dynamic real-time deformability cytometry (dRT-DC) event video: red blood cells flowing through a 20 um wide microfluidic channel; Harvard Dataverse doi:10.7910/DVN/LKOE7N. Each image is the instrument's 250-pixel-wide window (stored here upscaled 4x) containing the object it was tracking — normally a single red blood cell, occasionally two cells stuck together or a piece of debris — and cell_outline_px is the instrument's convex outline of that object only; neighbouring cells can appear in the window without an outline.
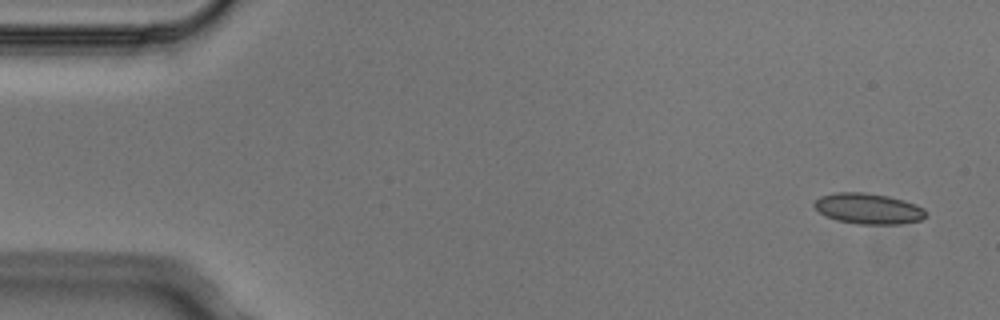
{"species": "Egyptian fruit bat (a non-hibernating species)", "species_latin": "Rousettus aegyptiacus", "temperature_condition": "cold", "stored_images_in_passage": 6, "camera_frame_rate_fps": 3000, "um_per_image_px": 0.085, "animal": {"sex": "male"}, "frame": {"image": 1, "passage_image": 1, "time_ms": 0.0, "image_size_px": [1000, 320], "cell_outline_px": [[928, 216], [920, 220], [900, 224], [856, 224], [836, 220], [824, 216], [812, 204], [820, 196], [836, 192], [864, 192], [888, 196], [904, 200], [916, 204], [924, 208], [928, 212]], "centroid_in_image_um": [73.83, 17.74], "position_along_channel_um": 11.2, "area_um2": 20.23}}
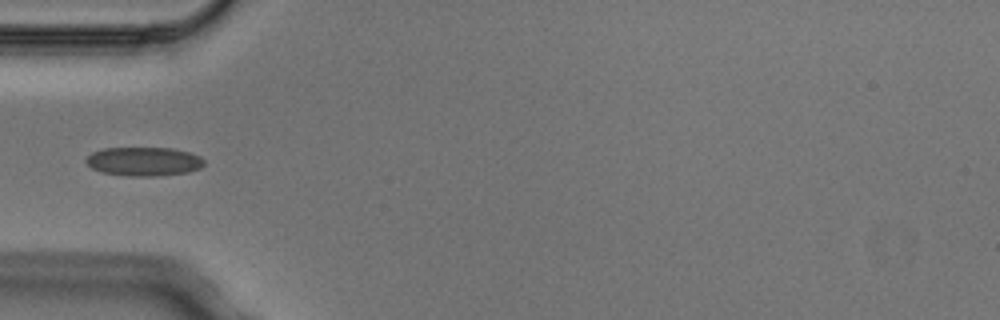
{"frame": {"image": 2, "passage_image": 5, "time_ms": 1.333, "image_size_px": [1000, 320], "cell_outline_px": [[204, 164], [200, 168], [188, 172], [156, 176], [128, 176], [100, 172], [92, 168], [84, 160], [92, 152], [104, 148], [172, 148], [188, 152], [200, 156], [204, 160]], "centroid_in_image_um": [12.21, 13.72], "position_along_channel_um": 72.8, "area_um2": 19.88}}
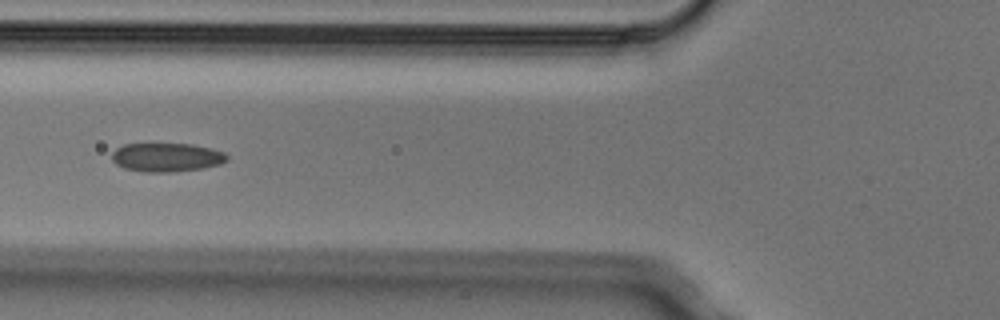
{"frame": {"image": 3, "passage_image": 6, "time_ms": 1.667, "image_size_px": [1000, 320], "cell_outline_px": [[228, 160], [220, 164], [204, 168], [176, 172], [144, 172], [124, 168], [116, 164], [112, 160], [112, 152], [116, 148], [124, 144], [192, 144], [212, 148], [224, 152], [228, 156]], "centroid_in_image_um": [14.18, 13.38], "position_along_channel_um": 111.6, "area_um2": 19.48}}